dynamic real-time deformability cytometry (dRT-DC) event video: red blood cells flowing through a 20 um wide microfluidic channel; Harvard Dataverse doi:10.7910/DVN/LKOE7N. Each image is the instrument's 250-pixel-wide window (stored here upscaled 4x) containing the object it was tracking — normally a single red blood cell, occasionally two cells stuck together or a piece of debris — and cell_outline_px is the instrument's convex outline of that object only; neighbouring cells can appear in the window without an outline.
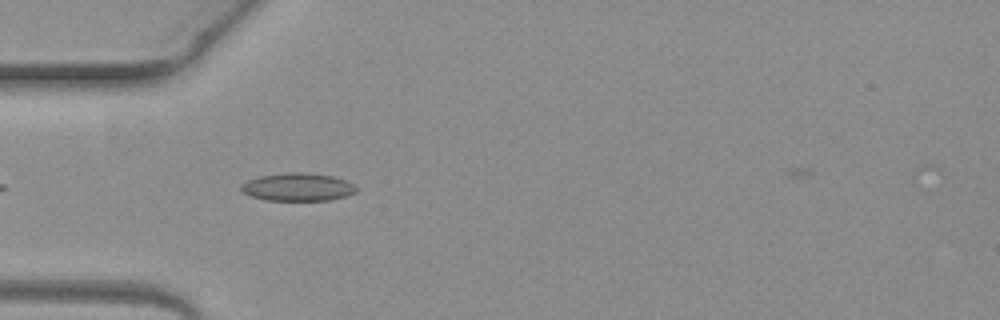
{"species": "common noctule bat (a hibernating species)", "species_latin": "Nyctalus noctula", "temperature_condition": "warm", "stored_images_in_passage": 3, "camera_frame_rate_fps": 3000, "um_per_image_px": 0.085, "animal": {"sex": "female", "body_mass_g": 19.3, "forearm_length_mm": 54.1}, "frame": {"image": 1, "passage_image": 1, "time_ms": 0.0, "image_size_px": [1000, 320], "cell_outline_px": [[356, 192], [344, 196], [328, 200], [268, 200], [252, 196], [244, 192], [240, 188], [240, 184], [248, 180], [260, 176], [288, 172], [304, 172], [332, 176], [344, 180], [352, 184], [356, 188]], "centroid_in_image_um": [25.28, 15.89], "position_along_channel_um": 59.7, "area_um2": 18.44}}
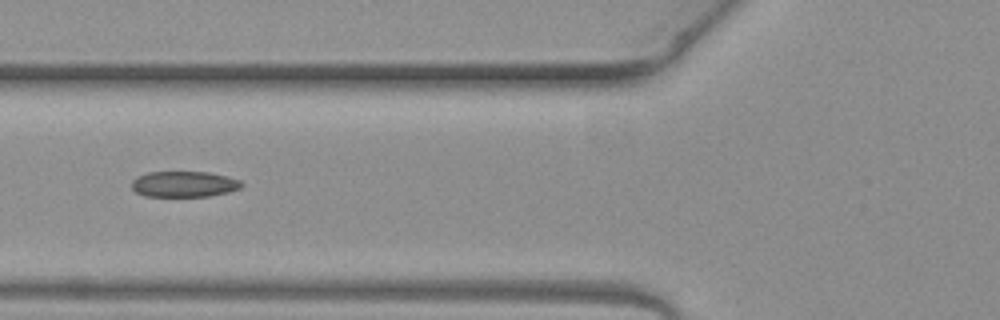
{"frame": {"image": 2, "passage_image": 2, "time_ms": 0.333, "image_size_px": [1000, 320], "cell_outline_px": [[244, 184], [240, 188], [228, 192], [208, 196], [144, 196], [136, 192], [132, 188], [132, 180], [136, 176], [148, 172], [208, 172], [240, 180]], "centroid_in_image_um": [15.62, 15.65], "position_along_channel_um": 110.2, "area_um2": 16.47}}
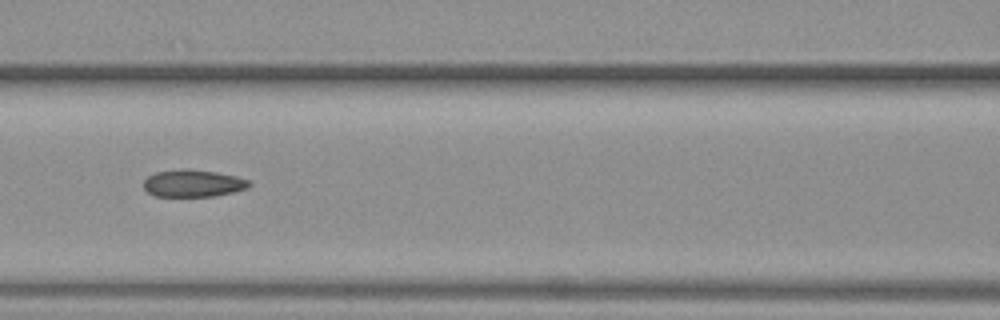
{"frame": {"image": 3, "passage_image": 3, "time_ms": 0.667, "image_size_px": [1000, 320], "cell_outline_px": [[252, 184], [248, 188], [216, 196], [156, 196], [148, 192], [144, 188], [144, 180], [148, 176], [156, 172], [180, 168], [188, 168], [216, 172], [236, 176], [248, 180]], "centroid_in_image_um": [16.41, 15.57], "position_along_channel_um": 150.2, "area_um2": 16.82}}